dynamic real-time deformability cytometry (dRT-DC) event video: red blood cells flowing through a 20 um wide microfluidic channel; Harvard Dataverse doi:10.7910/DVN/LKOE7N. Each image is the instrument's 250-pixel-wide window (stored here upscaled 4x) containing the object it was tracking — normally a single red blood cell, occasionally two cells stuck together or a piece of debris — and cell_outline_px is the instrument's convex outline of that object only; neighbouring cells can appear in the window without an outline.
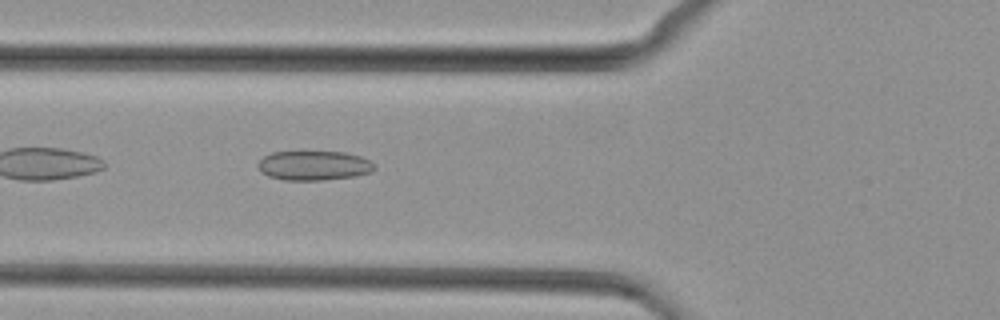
{"species": "common noctule bat (a hibernating species)", "species_latin": "Nyctalus noctula", "temperature_condition": "cold", "stored_images_in_passage": 49, "camera_frame_rate_fps": 3000, "um_per_image_px": 0.085, "animal": {"sex": "female", "body_mass_g": 29.2, "forearm_length_mm": 56.3}, "frame": {"image": 1, "passage_image": 18, "time_ms": 5.667, "image_size_px": [1000, 320], "cell_outline_px": [[376, 168], [372, 172], [356, 176], [324, 180], [284, 180], [268, 176], [260, 172], [256, 164], [264, 156], [272, 152], [344, 152], [360, 156], [376, 164]], "centroid_in_image_um": [26.68, 14.08], "position_along_channel_um": 99.1, "area_um2": 20.17}}
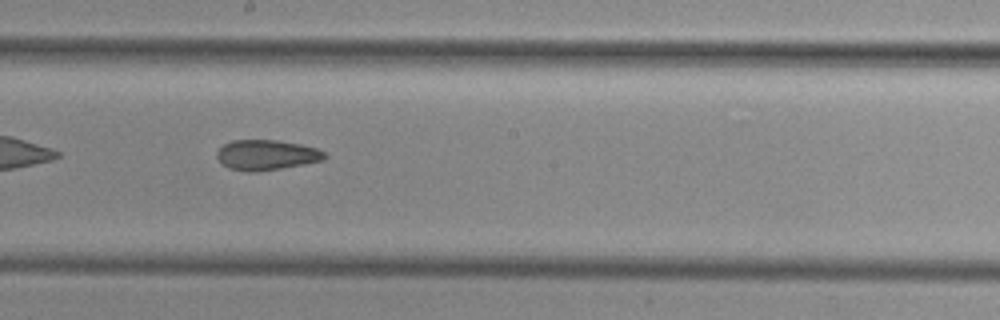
{"frame": {"image": 2, "passage_image": 27, "time_ms": 8.667, "image_size_px": [1000, 320], "cell_outline_px": [[328, 156], [324, 160], [304, 164], [256, 172], [248, 172], [228, 168], [216, 156], [216, 152], [224, 144], [232, 140], [276, 140], [300, 144], [316, 148], [324, 152]], "centroid_in_image_um": [22.66, 13.17], "position_along_channel_um": 225.5, "area_um2": 18.9}}
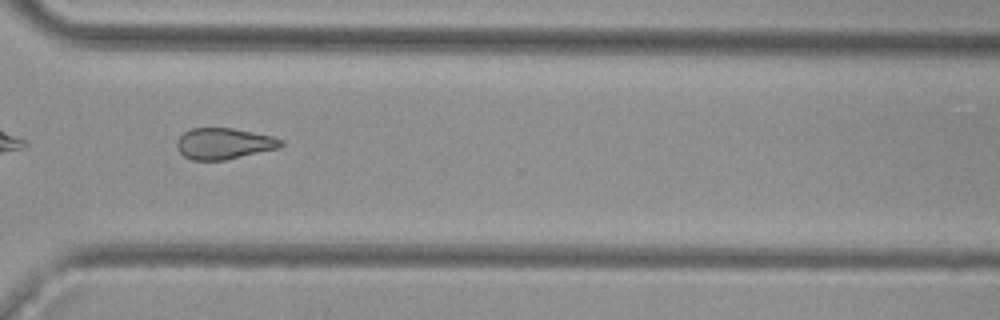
{"frame": {"image": 3, "passage_image": 36, "time_ms": 11.667, "image_size_px": [1000, 320], "cell_outline_px": [[284, 144], [280, 148], [224, 160], [192, 160], [184, 156], [176, 148], [176, 140], [184, 132], [192, 128], [232, 128], [272, 136], [284, 140]], "centroid_in_image_um": [19.03, 12.2], "position_along_channel_um": 351.6, "area_um2": 18.96}}